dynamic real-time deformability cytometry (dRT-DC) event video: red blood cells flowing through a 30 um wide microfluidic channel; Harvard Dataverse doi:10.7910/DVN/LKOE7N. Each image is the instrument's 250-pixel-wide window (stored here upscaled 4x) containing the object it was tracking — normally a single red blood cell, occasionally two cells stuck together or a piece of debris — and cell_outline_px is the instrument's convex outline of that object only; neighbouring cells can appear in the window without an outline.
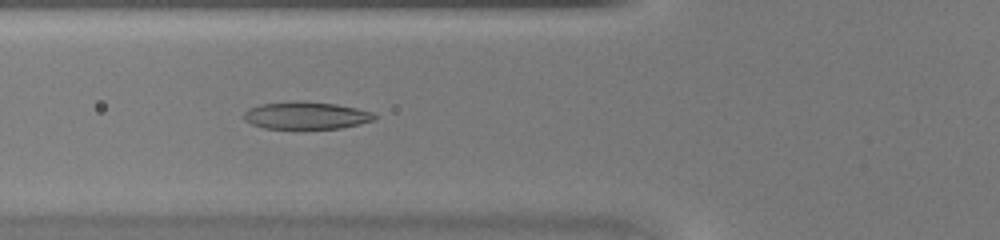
{"species": "common noctule bat (a hibernating species)", "species_latin": "Nyctalus noctula", "temperature_condition": "warm", "stored_images_in_passage": 41, "camera_frame_rate_fps": 3000, "um_per_image_px": 0.085, "animal": {"sex": "female", "body_mass_g": 20.0, "forearm_length_mm": 54.0}, "frame": {"image": 1, "passage_image": 13, "time_ms": 4.0, "image_size_px": [1000, 240], "cell_outline_px": [[376, 120], [360, 124], [340, 128], [264, 128], [252, 124], [244, 120], [244, 112], [248, 108], [260, 104], [336, 104], [356, 108], [372, 112], [376, 116]], "centroid_in_image_um": [26.05, 9.86], "position_along_channel_um": 99.7, "area_um2": 19.77}}
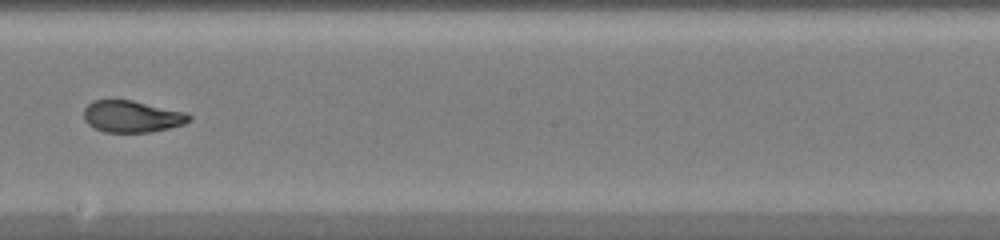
{"frame": {"image": 2, "passage_image": 22, "time_ms": 7.0, "image_size_px": [1000, 240], "cell_outline_px": [[192, 120], [184, 124], [168, 128], [148, 132], [104, 132], [88, 124], [84, 120], [84, 108], [92, 100], [132, 100], [188, 112], [192, 116]], "centroid_in_image_um": [11.24, 9.89], "position_along_channel_um": 237.0, "area_um2": 19.59}}
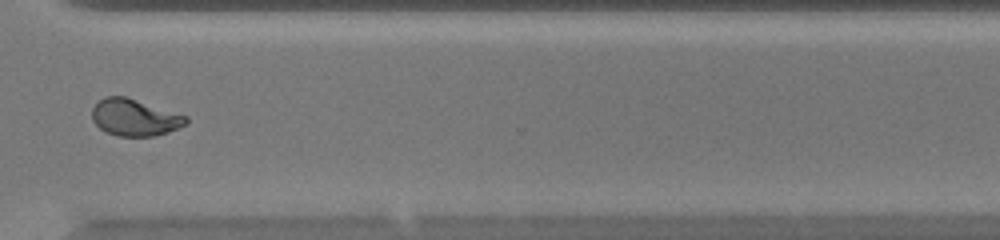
{"frame": {"image": 3, "passage_image": 30, "time_ms": 9.667, "image_size_px": [1000, 240], "cell_outline_px": [[188, 124], [168, 132], [156, 136], [116, 136], [104, 132], [92, 120], [92, 108], [104, 96], [124, 96], [188, 116]], "centroid_in_image_um": [11.45, 10.0], "position_along_channel_um": 359.2, "area_um2": 20.23}}